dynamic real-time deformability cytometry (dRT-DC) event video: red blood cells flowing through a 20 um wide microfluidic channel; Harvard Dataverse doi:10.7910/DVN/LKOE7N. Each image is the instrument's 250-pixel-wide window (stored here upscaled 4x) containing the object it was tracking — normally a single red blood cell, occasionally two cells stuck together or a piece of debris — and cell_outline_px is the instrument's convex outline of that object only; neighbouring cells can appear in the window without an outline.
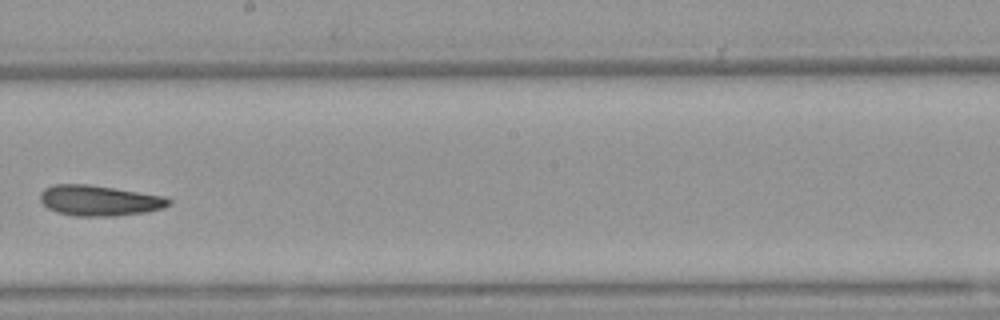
{"species": "Egyptian fruit bat (a non-hibernating species)", "species_latin": "Rousettus aegyptiacus", "temperature_condition": "warm", "stored_images_in_passage": 8, "camera_frame_rate_fps": 3000, "um_per_image_px": 0.085, "animal": {"sex": "female"}, "frame": {"image": 1, "passage_image": 8, "time_ms": 2.333, "image_size_px": [1000, 320], "cell_outline_px": [[172, 204], [164, 208], [144, 212], [116, 216], [76, 216], [56, 212], [48, 208], [40, 200], [40, 192], [44, 188], [52, 184], [88, 184], [164, 196], [172, 200]], "centroid_in_image_um": [8.43, 17.04], "position_along_channel_um": 239.8, "area_um2": 22.95}}